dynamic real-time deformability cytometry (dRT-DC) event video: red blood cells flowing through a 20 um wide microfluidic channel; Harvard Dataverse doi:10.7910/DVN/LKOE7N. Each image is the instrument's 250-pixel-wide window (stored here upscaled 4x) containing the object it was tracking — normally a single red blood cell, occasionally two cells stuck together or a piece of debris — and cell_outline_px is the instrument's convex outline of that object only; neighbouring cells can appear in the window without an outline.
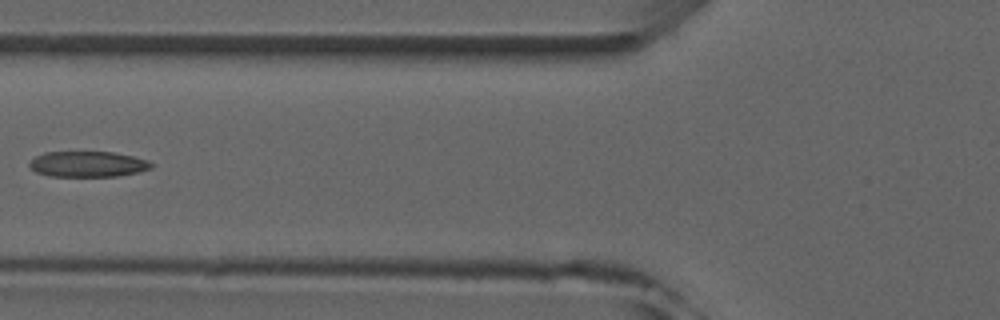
{"species": "common noctule bat (a hibernating species)", "species_latin": "Nyctalus noctula", "temperature_condition": "room temperature", "stored_images_in_passage": 4, "camera_frame_rate_fps": 3000, "um_per_image_px": 0.085, "animal": {"sex": "male", "forearm_length_mm": 52.5}, "frame": {"image": 1, "passage_image": 4, "time_ms": 3.667, "image_size_px": [1000, 320], "cell_outline_px": [[152, 168], [140, 172], [116, 176], [52, 176], [36, 172], [28, 164], [36, 156], [44, 152], [112, 152], [132, 156], [148, 160], [152, 164]], "centroid_in_image_um": [7.48, 13.95], "position_along_channel_um": 118.3, "area_um2": 18.09}}